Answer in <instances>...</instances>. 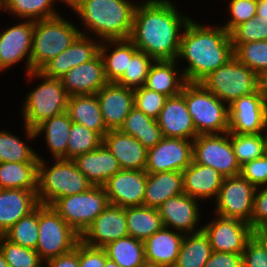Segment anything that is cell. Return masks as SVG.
I'll return each instance as SVG.
<instances>
[{
    "instance_id": "cell-55",
    "label": "cell",
    "mask_w": 267,
    "mask_h": 267,
    "mask_svg": "<svg viewBox=\"0 0 267 267\" xmlns=\"http://www.w3.org/2000/svg\"><path fill=\"white\" fill-rule=\"evenodd\" d=\"M46 267H80L79 265V242L68 253L52 258L44 262Z\"/></svg>"
},
{
    "instance_id": "cell-5",
    "label": "cell",
    "mask_w": 267,
    "mask_h": 267,
    "mask_svg": "<svg viewBox=\"0 0 267 267\" xmlns=\"http://www.w3.org/2000/svg\"><path fill=\"white\" fill-rule=\"evenodd\" d=\"M37 158V197L40 204L51 206L59 198L85 192L93 186L73 160L55 159L54 165L49 167L39 154Z\"/></svg>"
},
{
    "instance_id": "cell-59",
    "label": "cell",
    "mask_w": 267,
    "mask_h": 267,
    "mask_svg": "<svg viewBox=\"0 0 267 267\" xmlns=\"http://www.w3.org/2000/svg\"><path fill=\"white\" fill-rule=\"evenodd\" d=\"M0 267H9L1 251H0Z\"/></svg>"
},
{
    "instance_id": "cell-39",
    "label": "cell",
    "mask_w": 267,
    "mask_h": 267,
    "mask_svg": "<svg viewBox=\"0 0 267 267\" xmlns=\"http://www.w3.org/2000/svg\"><path fill=\"white\" fill-rule=\"evenodd\" d=\"M65 0H7L4 10L22 20L39 21L59 15L53 5Z\"/></svg>"
},
{
    "instance_id": "cell-13",
    "label": "cell",
    "mask_w": 267,
    "mask_h": 267,
    "mask_svg": "<svg viewBox=\"0 0 267 267\" xmlns=\"http://www.w3.org/2000/svg\"><path fill=\"white\" fill-rule=\"evenodd\" d=\"M229 130L238 134L265 133L267 127V99L261 88L242 96L228 105Z\"/></svg>"
},
{
    "instance_id": "cell-63",
    "label": "cell",
    "mask_w": 267,
    "mask_h": 267,
    "mask_svg": "<svg viewBox=\"0 0 267 267\" xmlns=\"http://www.w3.org/2000/svg\"><path fill=\"white\" fill-rule=\"evenodd\" d=\"M72 0H65L66 4H68L69 2H71Z\"/></svg>"
},
{
    "instance_id": "cell-17",
    "label": "cell",
    "mask_w": 267,
    "mask_h": 267,
    "mask_svg": "<svg viewBox=\"0 0 267 267\" xmlns=\"http://www.w3.org/2000/svg\"><path fill=\"white\" fill-rule=\"evenodd\" d=\"M128 236L125 208L109 204L80 236L92 247H105L108 243Z\"/></svg>"
},
{
    "instance_id": "cell-47",
    "label": "cell",
    "mask_w": 267,
    "mask_h": 267,
    "mask_svg": "<svg viewBox=\"0 0 267 267\" xmlns=\"http://www.w3.org/2000/svg\"><path fill=\"white\" fill-rule=\"evenodd\" d=\"M232 43H249L267 40V20L255 16L236 26L231 32Z\"/></svg>"
},
{
    "instance_id": "cell-9",
    "label": "cell",
    "mask_w": 267,
    "mask_h": 267,
    "mask_svg": "<svg viewBox=\"0 0 267 267\" xmlns=\"http://www.w3.org/2000/svg\"><path fill=\"white\" fill-rule=\"evenodd\" d=\"M39 235L35 251L46 262L73 250L80 235L69 226L52 206H38Z\"/></svg>"
},
{
    "instance_id": "cell-15",
    "label": "cell",
    "mask_w": 267,
    "mask_h": 267,
    "mask_svg": "<svg viewBox=\"0 0 267 267\" xmlns=\"http://www.w3.org/2000/svg\"><path fill=\"white\" fill-rule=\"evenodd\" d=\"M193 161V140L163 137L147 151L145 171L158 173L183 172Z\"/></svg>"
},
{
    "instance_id": "cell-21",
    "label": "cell",
    "mask_w": 267,
    "mask_h": 267,
    "mask_svg": "<svg viewBox=\"0 0 267 267\" xmlns=\"http://www.w3.org/2000/svg\"><path fill=\"white\" fill-rule=\"evenodd\" d=\"M197 201L199 203L198 199L185 193L167 199L158 208L164 227L184 234L201 231L202 227L196 228L201 220Z\"/></svg>"
},
{
    "instance_id": "cell-18",
    "label": "cell",
    "mask_w": 267,
    "mask_h": 267,
    "mask_svg": "<svg viewBox=\"0 0 267 267\" xmlns=\"http://www.w3.org/2000/svg\"><path fill=\"white\" fill-rule=\"evenodd\" d=\"M147 172L145 170H123L114 174L103 186L109 204L120 207L142 206L145 195Z\"/></svg>"
},
{
    "instance_id": "cell-16",
    "label": "cell",
    "mask_w": 267,
    "mask_h": 267,
    "mask_svg": "<svg viewBox=\"0 0 267 267\" xmlns=\"http://www.w3.org/2000/svg\"><path fill=\"white\" fill-rule=\"evenodd\" d=\"M34 21L24 20L0 32V72L26 58L27 74L31 72Z\"/></svg>"
},
{
    "instance_id": "cell-26",
    "label": "cell",
    "mask_w": 267,
    "mask_h": 267,
    "mask_svg": "<svg viewBox=\"0 0 267 267\" xmlns=\"http://www.w3.org/2000/svg\"><path fill=\"white\" fill-rule=\"evenodd\" d=\"M40 205L37 190L0 189V234Z\"/></svg>"
},
{
    "instance_id": "cell-54",
    "label": "cell",
    "mask_w": 267,
    "mask_h": 267,
    "mask_svg": "<svg viewBox=\"0 0 267 267\" xmlns=\"http://www.w3.org/2000/svg\"><path fill=\"white\" fill-rule=\"evenodd\" d=\"M204 267H243L242 254L212 251Z\"/></svg>"
},
{
    "instance_id": "cell-42",
    "label": "cell",
    "mask_w": 267,
    "mask_h": 267,
    "mask_svg": "<svg viewBox=\"0 0 267 267\" xmlns=\"http://www.w3.org/2000/svg\"><path fill=\"white\" fill-rule=\"evenodd\" d=\"M67 142V160H74L77 156L98 148L103 143V138L97 132L72 122Z\"/></svg>"
},
{
    "instance_id": "cell-1",
    "label": "cell",
    "mask_w": 267,
    "mask_h": 267,
    "mask_svg": "<svg viewBox=\"0 0 267 267\" xmlns=\"http://www.w3.org/2000/svg\"><path fill=\"white\" fill-rule=\"evenodd\" d=\"M190 19L171 0H143L136 6L129 40L154 60H177L182 31Z\"/></svg>"
},
{
    "instance_id": "cell-43",
    "label": "cell",
    "mask_w": 267,
    "mask_h": 267,
    "mask_svg": "<svg viewBox=\"0 0 267 267\" xmlns=\"http://www.w3.org/2000/svg\"><path fill=\"white\" fill-rule=\"evenodd\" d=\"M36 152L16 135L5 130L0 131V163L38 162Z\"/></svg>"
},
{
    "instance_id": "cell-30",
    "label": "cell",
    "mask_w": 267,
    "mask_h": 267,
    "mask_svg": "<svg viewBox=\"0 0 267 267\" xmlns=\"http://www.w3.org/2000/svg\"><path fill=\"white\" fill-rule=\"evenodd\" d=\"M177 61L155 60L150 66L144 86L167 97L180 94L187 82L182 69H179V66L176 65Z\"/></svg>"
},
{
    "instance_id": "cell-2",
    "label": "cell",
    "mask_w": 267,
    "mask_h": 267,
    "mask_svg": "<svg viewBox=\"0 0 267 267\" xmlns=\"http://www.w3.org/2000/svg\"><path fill=\"white\" fill-rule=\"evenodd\" d=\"M232 57L230 33L221 25L211 27L190 19L181 35L177 60H186L182 68L186 82L200 83L211 72L225 65Z\"/></svg>"
},
{
    "instance_id": "cell-14",
    "label": "cell",
    "mask_w": 267,
    "mask_h": 267,
    "mask_svg": "<svg viewBox=\"0 0 267 267\" xmlns=\"http://www.w3.org/2000/svg\"><path fill=\"white\" fill-rule=\"evenodd\" d=\"M216 216L202 226L212 251L242 254L249 239L255 234L251 225L237 219Z\"/></svg>"
},
{
    "instance_id": "cell-6",
    "label": "cell",
    "mask_w": 267,
    "mask_h": 267,
    "mask_svg": "<svg viewBox=\"0 0 267 267\" xmlns=\"http://www.w3.org/2000/svg\"><path fill=\"white\" fill-rule=\"evenodd\" d=\"M62 15L34 21L31 71H39L47 62L66 50L81 34Z\"/></svg>"
},
{
    "instance_id": "cell-57",
    "label": "cell",
    "mask_w": 267,
    "mask_h": 267,
    "mask_svg": "<svg viewBox=\"0 0 267 267\" xmlns=\"http://www.w3.org/2000/svg\"><path fill=\"white\" fill-rule=\"evenodd\" d=\"M260 82H261V90L267 99V72L262 77H260Z\"/></svg>"
},
{
    "instance_id": "cell-60",
    "label": "cell",
    "mask_w": 267,
    "mask_h": 267,
    "mask_svg": "<svg viewBox=\"0 0 267 267\" xmlns=\"http://www.w3.org/2000/svg\"><path fill=\"white\" fill-rule=\"evenodd\" d=\"M267 238V230L261 232Z\"/></svg>"
},
{
    "instance_id": "cell-27",
    "label": "cell",
    "mask_w": 267,
    "mask_h": 267,
    "mask_svg": "<svg viewBox=\"0 0 267 267\" xmlns=\"http://www.w3.org/2000/svg\"><path fill=\"white\" fill-rule=\"evenodd\" d=\"M223 176L210 166L201 165L194 160L183 171V191L198 200H216Z\"/></svg>"
},
{
    "instance_id": "cell-28",
    "label": "cell",
    "mask_w": 267,
    "mask_h": 267,
    "mask_svg": "<svg viewBox=\"0 0 267 267\" xmlns=\"http://www.w3.org/2000/svg\"><path fill=\"white\" fill-rule=\"evenodd\" d=\"M73 161L93 186H104L110 177L121 170L118 160L103 143Z\"/></svg>"
},
{
    "instance_id": "cell-40",
    "label": "cell",
    "mask_w": 267,
    "mask_h": 267,
    "mask_svg": "<svg viewBox=\"0 0 267 267\" xmlns=\"http://www.w3.org/2000/svg\"><path fill=\"white\" fill-rule=\"evenodd\" d=\"M230 140L238 164L260 158L267 152V137L265 133L238 134L230 132Z\"/></svg>"
},
{
    "instance_id": "cell-25",
    "label": "cell",
    "mask_w": 267,
    "mask_h": 267,
    "mask_svg": "<svg viewBox=\"0 0 267 267\" xmlns=\"http://www.w3.org/2000/svg\"><path fill=\"white\" fill-rule=\"evenodd\" d=\"M184 233L163 227L144 241L148 267H174Z\"/></svg>"
},
{
    "instance_id": "cell-35",
    "label": "cell",
    "mask_w": 267,
    "mask_h": 267,
    "mask_svg": "<svg viewBox=\"0 0 267 267\" xmlns=\"http://www.w3.org/2000/svg\"><path fill=\"white\" fill-rule=\"evenodd\" d=\"M120 130L138 139L147 150L163 138L157 119L145 115L136 107L131 109Z\"/></svg>"
},
{
    "instance_id": "cell-7",
    "label": "cell",
    "mask_w": 267,
    "mask_h": 267,
    "mask_svg": "<svg viewBox=\"0 0 267 267\" xmlns=\"http://www.w3.org/2000/svg\"><path fill=\"white\" fill-rule=\"evenodd\" d=\"M184 98L198 135L228 132V104L201 83L187 82L184 85Z\"/></svg>"
},
{
    "instance_id": "cell-33",
    "label": "cell",
    "mask_w": 267,
    "mask_h": 267,
    "mask_svg": "<svg viewBox=\"0 0 267 267\" xmlns=\"http://www.w3.org/2000/svg\"><path fill=\"white\" fill-rule=\"evenodd\" d=\"M72 125V120L66 112L44 120L35 130V136L38 137L44 132L46 145L55 159L67 160L68 134Z\"/></svg>"
},
{
    "instance_id": "cell-11",
    "label": "cell",
    "mask_w": 267,
    "mask_h": 267,
    "mask_svg": "<svg viewBox=\"0 0 267 267\" xmlns=\"http://www.w3.org/2000/svg\"><path fill=\"white\" fill-rule=\"evenodd\" d=\"M193 160L212 167L224 178L238 176L241 172L230 140V132L198 135L193 140Z\"/></svg>"
},
{
    "instance_id": "cell-62",
    "label": "cell",
    "mask_w": 267,
    "mask_h": 267,
    "mask_svg": "<svg viewBox=\"0 0 267 267\" xmlns=\"http://www.w3.org/2000/svg\"><path fill=\"white\" fill-rule=\"evenodd\" d=\"M0 2L4 5L7 2V0H0Z\"/></svg>"
},
{
    "instance_id": "cell-48",
    "label": "cell",
    "mask_w": 267,
    "mask_h": 267,
    "mask_svg": "<svg viewBox=\"0 0 267 267\" xmlns=\"http://www.w3.org/2000/svg\"><path fill=\"white\" fill-rule=\"evenodd\" d=\"M166 99L164 94L149 90L145 86L134 90V107L154 119L159 117Z\"/></svg>"
},
{
    "instance_id": "cell-53",
    "label": "cell",
    "mask_w": 267,
    "mask_h": 267,
    "mask_svg": "<svg viewBox=\"0 0 267 267\" xmlns=\"http://www.w3.org/2000/svg\"><path fill=\"white\" fill-rule=\"evenodd\" d=\"M107 258L104 248L92 247L79 241L80 267H103Z\"/></svg>"
},
{
    "instance_id": "cell-12",
    "label": "cell",
    "mask_w": 267,
    "mask_h": 267,
    "mask_svg": "<svg viewBox=\"0 0 267 267\" xmlns=\"http://www.w3.org/2000/svg\"><path fill=\"white\" fill-rule=\"evenodd\" d=\"M255 191L256 187L241 175L223 178L215 214L251 225Z\"/></svg>"
},
{
    "instance_id": "cell-44",
    "label": "cell",
    "mask_w": 267,
    "mask_h": 267,
    "mask_svg": "<svg viewBox=\"0 0 267 267\" xmlns=\"http://www.w3.org/2000/svg\"><path fill=\"white\" fill-rule=\"evenodd\" d=\"M3 235L15 244L35 250L39 235L38 207L18 220Z\"/></svg>"
},
{
    "instance_id": "cell-23",
    "label": "cell",
    "mask_w": 267,
    "mask_h": 267,
    "mask_svg": "<svg viewBox=\"0 0 267 267\" xmlns=\"http://www.w3.org/2000/svg\"><path fill=\"white\" fill-rule=\"evenodd\" d=\"M60 79L69 96L96 94L108 83L99 53L90 61L70 69Z\"/></svg>"
},
{
    "instance_id": "cell-3",
    "label": "cell",
    "mask_w": 267,
    "mask_h": 267,
    "mask_svg": "<svg viewBox=\"0 0 267 267\" xmlns=\"http://www.w3.org/2000/svg\"><path fill=\"white\" fill-rule=\"evenodd\" d=\"M67 5L101 42L130 38L137 6L130 0H72Z\"/></svg>"
},
{
    "instance_id": "cell-19",
    "label": "cell",
    "mask_w": 267,
    "mask_h": 267,
    "mask_svg": "<svg viewBox=\"0 0 267 267\" xmlns=\"http://www.w3.org/2000/svg\"><path fill=\"white\" fill-rule=\"evenodd\" d=\"M96 95L106 129L119 130L134 107V90L108 82Z\"/></svg>"
},
{
    "instance_id": "cell-38",
    "label": "cell",
    "mask_w": 267,
    "mask_h": 267,
    "mask_svg": "<svg viewBox=\"0 0 267 267\" xmlns=\"http://www.w3.org/2000/svg\"><path fill=\"white\" fill-rule=\"evenodd\" d=\"M38 162L0 163V189L37 190Z\"/></svg>"
},
{
    "instance_id": "cell-36",
    "label": "cell",
    "mask_w": 267,
    "mask_h": 267,
    "mask_svg": "<svg viewBox=\"0 0 267 267\" xmlns=\"http://www.w3.org/2000/svg\"><path fill=\"white\" fill-rule=\"evenodd\" d=\"M107 257L120 267H148L145 259L144 242L130 235L108 243L103 247Z\"/></svg>"
},
{
    "instance_id": "cell-56",
    "label": "cell",
    "mask_w": 267,
    "mask_h": 267,
    "mask_svg": "<svg viewBox=\"0 0 267 267\" xmlns=\"http://www.w3.org/2000/svg\"><path fill=\"white\" fill-rule=\"evenodd\" d=\"M256 16L267 20V0H257Z\"/></svg>"
},
{
    "instance_id": "cell-10",
    "label": "cell",
    "mask_w": 267,
    "mask_h": 267,
    "mask_svg": "<svg viewBox=\"0 0 267 267\" xmlns=\"http://www.w3.org/2000/svg\"><path fill=\"white\" fill-rule=\"evenodd\" d=\"M109 205L103 186L56 200L51 206L80 236Z\"/></svg>"
},
{
    "instance_id": "cell-20",
    "label": "cell",
    "mask_w": 267,
    "mask_h": 267,
    "mask_svg": "<svg viewBox=\"0 0 267 267\" xmlns=\"http://www.w3.org/2000/svg\"><path fill=\"white\" fill-rule=\"evenodd\" d=\"M157 122L163 137L194 140L198 136L184 98V86L180 94L167 97Z\"/></svg>"
},
{
    "instance_id": "cell-8",
    "label": "cell",
    "mask_w": 267,
    "mask_h": 267,
    "mask_svg": "<svg viewBox=\"0 0 267 267\" xmlns=\"http://www.w3.org/2000/svg\"><path fill=\"white\" fill-rule=\"evenodd\" d=\"M200 83L228 105L261 88L260 77L235 57L211 72Z\"/></svg>"
},
{
    "instance_id": "cell-4",
    "label": "cell",
    "mask_w": 267,
    "mask_h": 267,
    "mask_svg": "<svg viewBox=\"0 0 267 267\" xmlns=\"http://www.w3.org/2000/svg\"><path fill=\"white\" fill-rule=\"evenodd\" d=\"M26 75L30 79H42L43 82L27 93L21 110L26 137L34 140V129L39 124L67 111L69 95L61 79L46 77L39 71H31Z\"/></svg>"
},
{
    "instance_id": "cell-58",
    "label": "cell",
    "mask_w": 267,
    "mask_h": 267,
    "mask_svg": "<svg viewBox=\"0 0 267 267\" xmlns=\"http://www.w3.org/2000/svg\"><path fill=\"white\" fill-rule=\"evenodd\" d=\"M103 267H120L115 261L107 258Z\"/></svg>"
},
{
    "instance_id": "cell-52",
    "label": "cell",
    "mask_w": 267,
    "mask_h": 267,
    "mask_svg": "<svg viewBox=\"0 0 267 267\" xmlns=\"http://www.w3.org/2000/svg\"><path fill=\"white\" fill-rule=\"evenodd\" d=\"M251 228L255 232L267 230V186L256 188L251 215Z\"/></svg>"
},
{
    "instance_id": "cell-46",
    "label": "cell",
    "mask_w": 267,
    "mask_h": 267,
    "mask_svg": "<svg viewBox=\"0 0 267 267\" xmlns=\"http://www.w3.org/2000/svg\"><path fill=\"white\" fill-rule=\"evenodd\" d=\"M0 251L9 267H41L44 265L35 250L15 244L4 235L0 237Z\"/></svg>"
},
{
    "instance_id": "cell-37",
    "label": "cell",
    "mask_w": 267,
    "mask_h": 267,
    "mask_svg": "<svg viewBox=\"0 0 267 267\" xmlns=\"http://www.w3.org/2000/svg\"><path fill=\"white\" fill-rule=\"evenodd\" d=\"M211 253L210 241L203 230L185 234L174 267H204Z\"/></svg>"
},
{
    "instance_id": "cell-51",
    "label": "cell",
    "mask_w": 267,
    "mask_h": 267,
    "mask_svg": "<svg viewBox=\"0 0 267 267\" xmlns=\"http://www.w3.org/2000/svg\"><path fill=\"white\" fill-rule=\"evenodd\" d=\"M240 175L256 188L267 185V152L241 166Z\"/></svg>"
},
{
    "instance_id": "cell-61",
    "label": "cell",
    "mask_w": 267,
    "mask_h": 267,
    "mask_svg": "<svg viewBox=\"0 0 267 267\" xmlns=\"http://www.w3.org/2000/svg\"><path fill=\"white\" fill-rule=\"evenodd\" d=\"M0 10L2 11H4V5L0 2Z\"/></svg>"
},
{
    "instance_id": "cell-41",
    "label": "cell",
    "mask_w": 267,
    "mask_h": 267,
    "mask_svg": "<svg viewBox=\"0 0 267 267\" xmlns=\"http://www.w3.org/2000/svg\"><path fill=\"white\" fill-rule=\"evenodd\" d=\"M234 57L259 77L267 72V40L232 43Z\"/></svg>"
},
{
    "instance_id": "cell-31",
    "label": "cell",
    "mask_w": 267,
    "mask_h": 267,
    "mask_svg": "<svg viewBox=\"0 0 267 267\" xmlns=\"http://www.w3.org/2000/svg\"><path fill=\"white\" fill-rule=\"evenodd\" d=\"M67 113L72 122L97 132L102 138L108 132L96 94L69 96Z\"/></svg>"
},
{
    "instance_id": "cell-32",
    "label": "cell",
    "mask_w": 267,
    "mask_h": 267,
    "mask_svg": "<svg viewBox=\"0 0 267 267\" xmlns=\"http://www.w3.org/2000/svg\"><path fill=\"white\" fill-rule=\"evenodd\" d=\"M111 46L115 48L113 47L110 53L108 50ZM137 50L129 39L106 40L100 43L99 54L103 60L105 76L108 82H117L123 76L126 69H128L129 60Z\"/></svg>"
},
{
    "instance_id": "cell-22",
    "label": "cell",
    "mask_w": 267,
    "mask_h": 267,
    "mask_svg": "<svg viewBox=\"0 0 267 267\" xmlns=\"http://www.w3.org/2000/svg\"><path fill=\"white\" fill-rule=\"evenodd\" d=\"M80 32L81 34L66 50L51 59L39 70L41 74L49 78L60 79L70 69L90 61L99 53L101 42L93 41V38L88 37L85 32Z\"/></svg>"
},
{
    "instance_id": "cell-24",
    "label": "cell",
    "mask_w": 267,
    "mask_h": 267,
    "mask_svg": "<svg viewBox=\"0 0 267 267\" xmlns=\"http://www.w3.org/2000/svg\"><path fill=\"white\" fill-rule=\"evenodd\" d=\"M103 144L118 160L123 170H145L147 149L142 143L119 130H109L103 136Z\"/></svg>"
},
{
    "instance_id": "cell-29",
    "label": "cell",
    "mask_w": 267,
    "mask_h": 267,
    "mask_svg": "<svg viewBox=\"0 0 267 267\" xmlns=\"http://www.w3.org/2000/svg\"><path fill=\"white\" fill-rule=\"evenodd\" d=\"M183 193V172L147 173L143 205L158 209L167 199Z\"/></svg>"
},
{
    "instance_id": "cell-50",
    "label": "cell",
    "mask_w": 267,
    "mask_h": 267,
    "mask_svg": "<svg viewBox=\"0 0 267 267\" xmlns=\"http://www.w3.org/2000/svg\"><path fill=\"white\" fill-rule=\"evenodd\" d=\"M228 6L231 17L222 27L229 33L236 26L256 16L257 0H230Z\"/></svg>"
},
{
    "instance_id": "cell-45",
    "label": "cell",
    "mask_w": 267,
    "mask_h": 267,
    "mask_svg": "<svg viewBox=\"0 0 267 267\" xmlns=\"http://www.w3.org/2000/svg\"><path fill=\"white\" fill-rule=\"evenodd\" d=\"M154 61L145 52L137 50L129 60L128 69L116 83L133 90L144 86L150 66Z\"/></svg>"
},
{
    "instance_id": "cell-49",
    "label": "cell",
    "mask_w": 267,
    "mask_h": 267,
    "mask_svg": "<svg viewBox=\"0 0 267 267\" xmlns=\"http://www.w3.org/2000/svg\"><path fill=\"white\" fill-rule=\"evenodd\" d=\"M243 267H267V238L261 232L249 239L242 253Z\"/></svg>"
},
{
    "instance_id": "cell-34",
    "label": "cell",
    "mask_w": 267,
    "mask_h": 267,
    "mask_svg": "<svg viewBox=\"0 0 267 267\" xmlns=\"http://www.w3.org/2000/svg\"><path fill=\"white\" fill-rule=\"evenodd\" d=\"M128 235L145 241L164 227L158 209L147 206L125 207Z\"/></svg>"
}]
</instances>
